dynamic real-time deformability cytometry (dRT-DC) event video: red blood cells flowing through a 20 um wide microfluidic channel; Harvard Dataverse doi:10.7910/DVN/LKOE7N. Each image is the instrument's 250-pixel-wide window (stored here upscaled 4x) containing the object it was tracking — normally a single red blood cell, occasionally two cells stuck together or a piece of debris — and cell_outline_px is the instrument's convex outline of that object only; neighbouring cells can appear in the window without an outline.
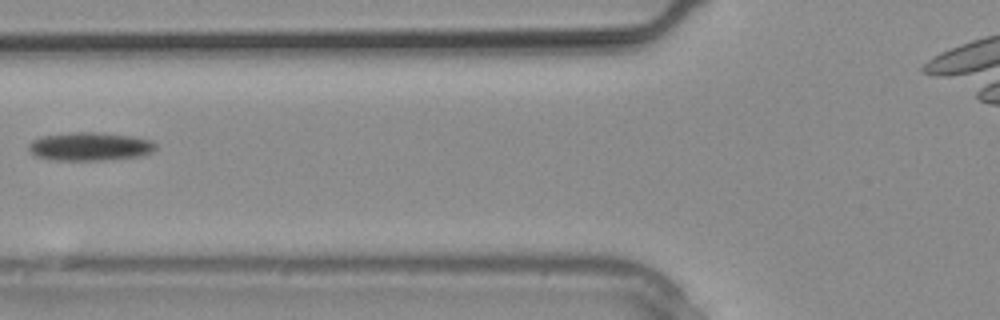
{"species": "common noctule bat (a hibernating species)", "species_latin": "Nyctalus noctula", "temperature_condition": "warm", "stored_images_in_passage": 12, "camera_frame_rate_fps": 3000, "um_per_image_px": 0.085, "animal": {"sex": "male", "body_mass_g": 20.4}, "frame": {"image": 1, "passage_image": 6, "time_ms": 1.667, "image_size_px": [1000, 320], "cell_outline_px": [[156, 148], [152, 152], [144, 156], [104, 160], [52, 160], [36, 156], [28, 152], [28, 144], [32, 140], [44, 136], [80, 132], [96, 132], [132, 136], [152, 140], [156, 144]], "centroid_in_image_um": [7.66, 12.46], "position_along_channel_um": 118.1, "area_um2": 21.1}}